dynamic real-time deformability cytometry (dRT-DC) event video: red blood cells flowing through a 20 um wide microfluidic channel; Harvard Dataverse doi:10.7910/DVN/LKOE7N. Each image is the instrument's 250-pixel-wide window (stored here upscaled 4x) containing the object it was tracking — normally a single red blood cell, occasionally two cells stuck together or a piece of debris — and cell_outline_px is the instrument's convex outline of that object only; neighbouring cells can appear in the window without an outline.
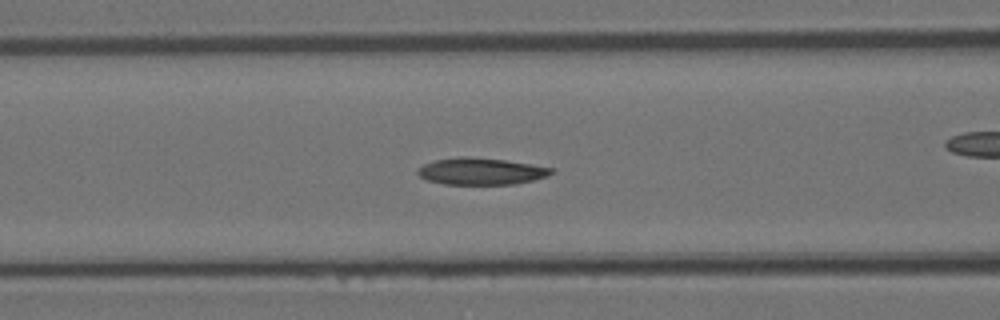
{"species": "Egyptian fruit bat (a non-hibernating species)", "species_latin": "Rousettus aegyptiacus", "temperature_condition": "room temperature", "stored_images_in_passage": 39, "camera_frame_rate_fps": 3000, "um_per_image_px": 0.085, "animal": {"sex": "female"}, "frame": {"image": 1, "passage_image": 8, "time_ms": 2.333, "image_size_px": [1000, 320], "cell_outline_px": [[556, 168], [548, 176], [516, 184], [444, 184], [428, 180], [420, 176], [416, 172], [424, 164], [436, 160], [504, 160]], "centroid_in_image_um": [40.97, 14.62], "position_along_channel_um": 125.6, "area_um2": 19.65}}
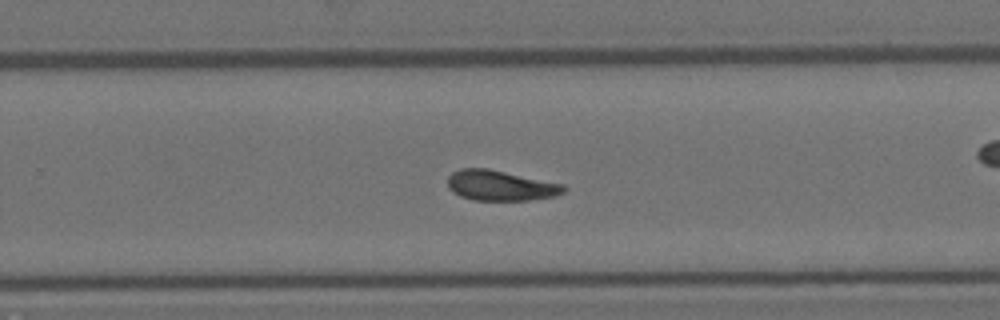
{"frame": {"image": 2, "passage_image": 20, "time_ms": 6.333, "image_size_px": [1000, 320], "cell_outline_px": [[568, 188], [564, 192], [556, 196], [528, 200], [472, 200], [460, 196], [452, 192], [448, 188], [448, 176], [452, 172], [460, 168], [488, 168], [564, 184]], "centroid_in_image_um": [42.54, 15.77], "position_along_channel_um": 287.3, "area_um2": 20.69}}
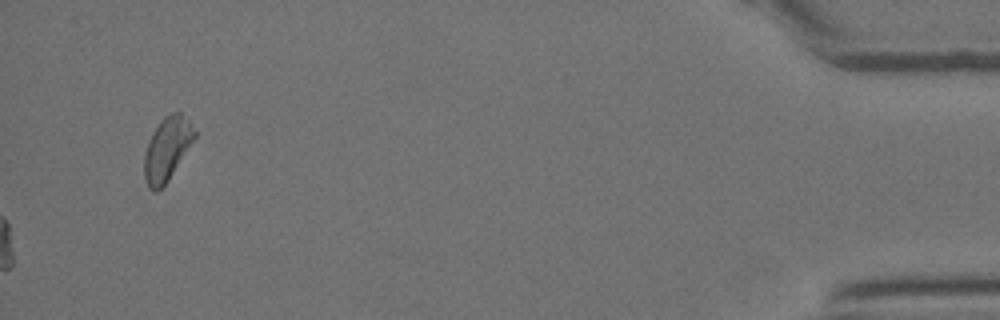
{"frame": {"image": 3, "passage_image": 39, "time_ms": 12.667, "image_size_px": [1000, 320], "cell_outline_px": [[196, 136], [168, 180], [156, 192], [152, 192], [148, 188], [144, 176], [144, 156], [152, 132], [160, 120], [164, 116], [172, 112], [180, 112], [188, 120], [196, 132]], "centroid_in_image_um": [14.18, 12.65], "position_along_channel_um": 421.0, "area_um2": 18.32}, "authors_computed_cell_mechanics": {"area_um2": 20.4612, "velocity_mm_per_s": 4.049, "shape_relaxation_time_tau1_ms": 3.2086, "shape_relaxation_time_tau2_ms": null, "deformation_change_tau1": 0.1293, "deformation_change_tau2": null}}